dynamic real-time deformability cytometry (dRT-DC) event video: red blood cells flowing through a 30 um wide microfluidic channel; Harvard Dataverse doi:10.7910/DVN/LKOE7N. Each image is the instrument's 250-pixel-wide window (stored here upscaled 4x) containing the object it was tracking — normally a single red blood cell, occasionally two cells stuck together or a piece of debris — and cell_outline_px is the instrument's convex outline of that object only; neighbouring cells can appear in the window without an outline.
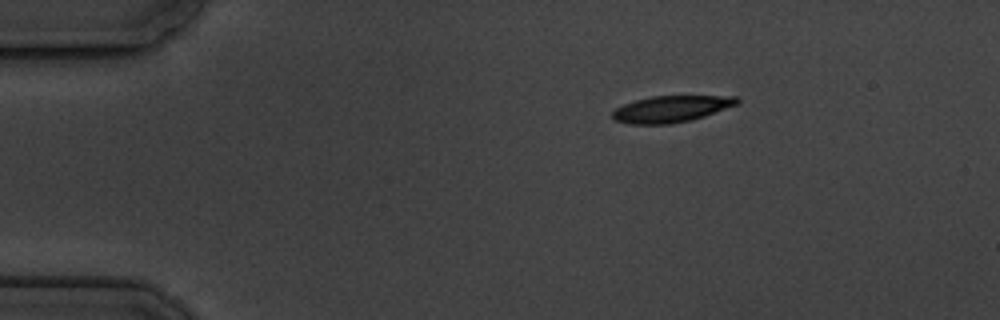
{"species": "common noctule bat (a hibernating species)", "species_latin": "Nyctalus noctula", "temperature_condition": "cold", "stored_images_in_passage": 3, "camera_frame_rate_fps": 3000, "um_per_image_px": 0.085, "animal": {"sex": "male", "body_mass_g": 19.5, "forearm_length_mm": 54.6}, "frame": {"image": 1, "passage_image": 1, "time_ms": 0.0, "image_size_px": [1000, 320], "cell_outline_px": [[740, 104], [692, 120], [672, 124], [628, 124], [616, 120], [612, 116], [612, 112], [616, 108], [624, 104], [636, 100], [652, 96], [736, 96], [740, 100]], "centroid_in_image_um": [57.09, 9.26], "position_along_channel_um": 27.9, "area_um2": 19.31}}